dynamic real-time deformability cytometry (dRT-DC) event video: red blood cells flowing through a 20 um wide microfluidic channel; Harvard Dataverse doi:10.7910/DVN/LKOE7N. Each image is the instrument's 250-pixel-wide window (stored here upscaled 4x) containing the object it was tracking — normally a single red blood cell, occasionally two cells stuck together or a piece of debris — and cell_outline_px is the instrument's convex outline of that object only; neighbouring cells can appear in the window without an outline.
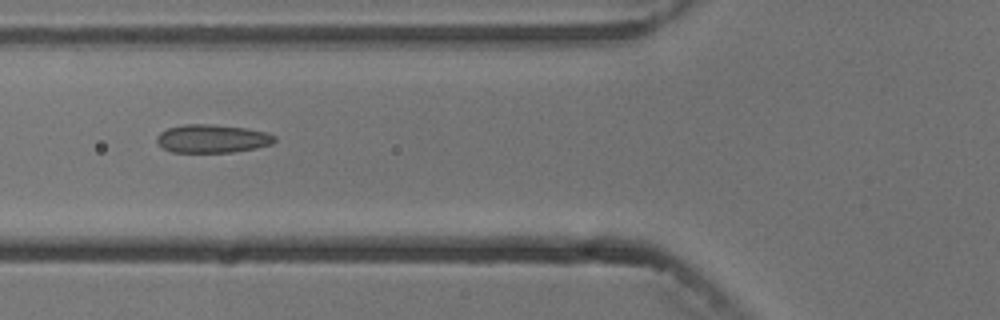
{"species": "common noctule bat (a hibernating species)", "species_latin": "Nyctalus noctula", "temperature_condition": "cold", "stored_images_in_passage": 8, "camera_frame_rate_fps": 3000, "um_per_image_px": 0.085, "animal": {"sex": "male", "body_mass_g": 13.3}, "frame": {"image": 1, "passage_image": 6, "time_ms": 5.667, "image_size_px": [1000, 320], "cell_outline_px": [[276, 140], [272, 144], [256, 148], [232, 152], [172, 152], [164, 148], [156, 140], [156, 136], [160, 132], [168, 128], [184, 124], [212, 124], [248, 128], [268, 132], [276, 136]], "centroid_in_image_um": [18.08, 11.77], "position_along_channel_um": 107.7, "area_um2": 19.54}}
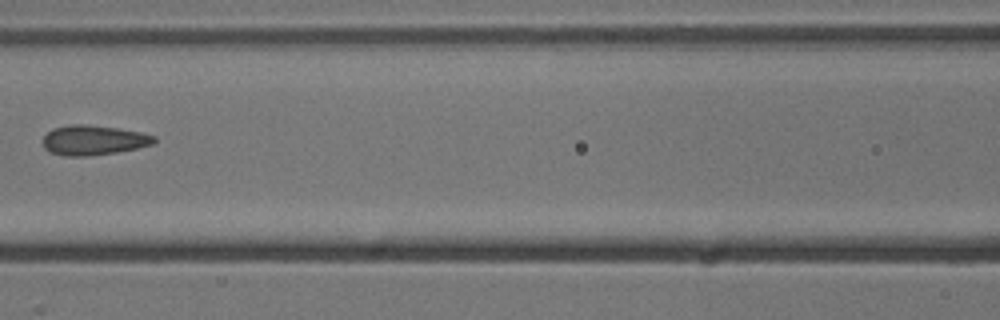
{"frame": {"image": 2, "passage_image": 7, "time_ms": 7.0, "image_size_px": [1000, 320], "cell_outline_px": [[156, 140], [152, 144], [136, 148], [116, 152], [84, 156], [64, 156], [52, 152], [44, 148], [44, 136], [52, 128], [68, 124], [88, 124], [116, 128], [140, 132], [156, 136]], "centroid_in_image_um": [7.93, 11.9], "position_along_channel_um": 158.7, "area_um2": 19.19}}
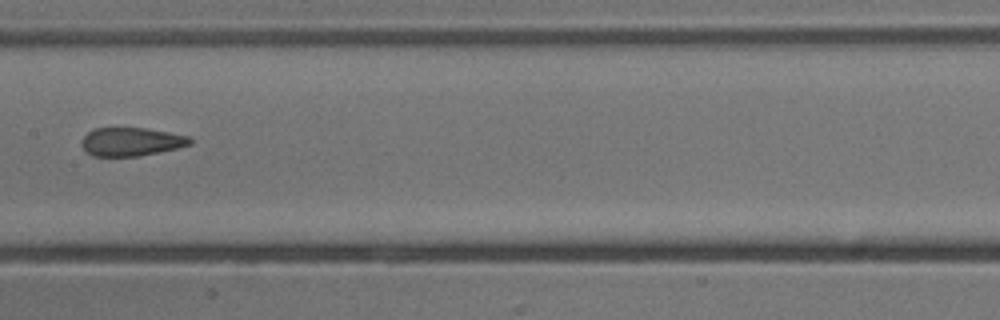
{"frame": {"image": 3, "passage_image": 8, "time_ms": 8.0, "image_size_px": [1000, 320], "cell_outline_px": [[192, 144], [160, 152], [140, 156], [92, 156], [84, 152], [80, 144], [84, 136], [88, 132], [96, 128], [144, 128], [192, 136]], "centroid_in_image_um": [11.15, 12.05], "position_along_channel_um": 196.3, "area_um2": 18.15}}